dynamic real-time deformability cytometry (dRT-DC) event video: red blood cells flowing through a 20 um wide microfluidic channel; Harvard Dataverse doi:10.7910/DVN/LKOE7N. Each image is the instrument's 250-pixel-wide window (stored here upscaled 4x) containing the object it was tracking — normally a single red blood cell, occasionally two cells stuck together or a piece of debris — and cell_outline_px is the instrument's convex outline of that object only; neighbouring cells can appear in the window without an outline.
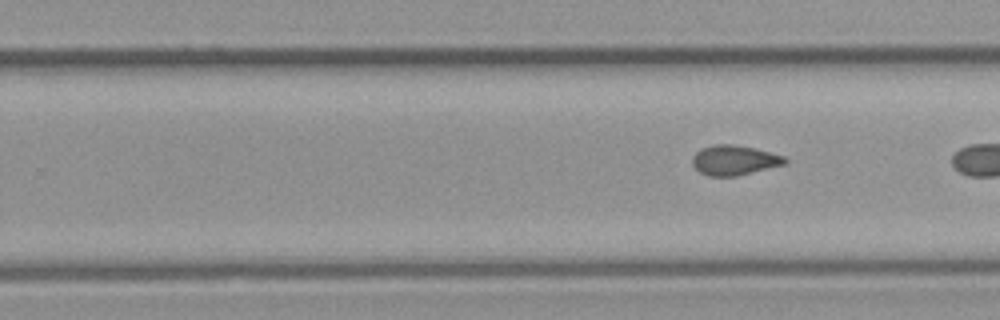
{"species": "common noctule bat (a hibernating species)", "species_latin": "Nyctalus noctula", "temperature_condition": "cold", "stored_images_in_passage": 11, "segment_of_instrument_passage": [2, 2], "camera_frame_rate_fps": 3000, "um_per_image_px": 0.085, "animal": {"sex": "male", "body_mass_g": 23.1, "forearm_length_mm": 52.7}, "frame": {"image": 1, "passage_image": 11, "time_ms": 14.333, "image_size_px": [1000, 320], "cell_outline_px": [[788, 160], [784, 164], [736, 176], [708, 176], [700, 172], [692, 164], [692, 156], [700, 148], [712, 144], [732, 144], [756, 148], [784, 156]], "centroid_in_image_um": [62.38, 13.6], "position_along_channel_um": 267.4, "area_um2": 16.13}}